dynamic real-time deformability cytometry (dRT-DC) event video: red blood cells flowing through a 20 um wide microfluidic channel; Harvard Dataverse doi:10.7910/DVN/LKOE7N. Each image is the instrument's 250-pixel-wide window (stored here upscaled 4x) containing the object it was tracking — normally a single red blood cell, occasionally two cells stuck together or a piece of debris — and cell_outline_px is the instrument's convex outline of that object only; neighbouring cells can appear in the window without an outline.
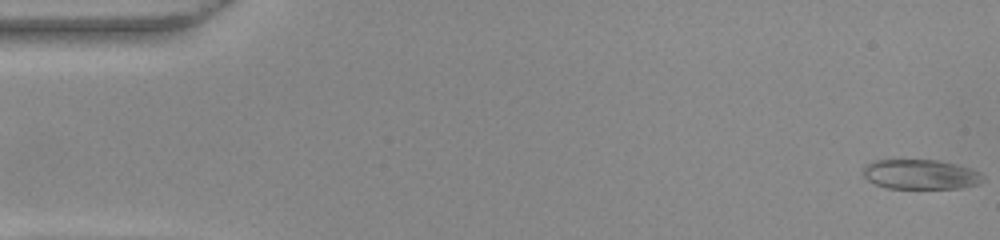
{"species": "common noctule bat (a hibernating species)", "species_latin": "Nyctalus noctula", "temperature_condition": "warm", "stored_images_in_passage": 54, "segment_of_instrument_passage": [1, 2], "camera_frame_rate_fps": 3000, "um_per_image_px": 0.085, "animal": {"sex": "female", "body_mass_g": 22.0, "forearm_length_mm": 56.7}, "frame": {"image": 1, "passage_image": 1, "time_ms": 0.0, "image_size_px": [1000, 240], "cell_outline_px": [[984, 180], [976, 184], [960, 188], [888, 188], [876, 184], [868, 180], [860, 172], [864, 164], [872, 160], [940, 160], [972, 168], [980, 172], [984, 176]], "centroid_in_image_um": [78.22, 14.81], "position_along_channel_um": 6.8, "area_um2": 21.04}}
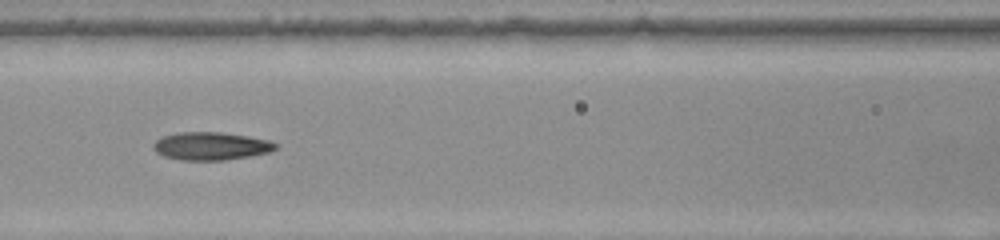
{"frame": {"image": 2, "passage_image": 23, "time_ms": 7.333, "image_size_px": [1000, 240], "cell_outline_px": [[280, 148], [268, 152], [248, 156], [224, 160], [180, 160], [164, 156], [156, 152], [152, 148], [152, 144], [156, 140], [164, 136], [180, 132], [224, 132], [248, 136], [268, 140], [280, 144]], "centroid_in_image_um": [17.95, 12.41], "position_along_channel_um": 148.6, "area_um2": 20.0}}
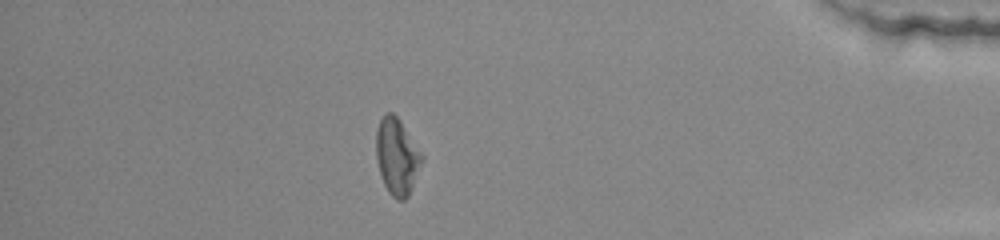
{"frame": {"image": 3, "passage_image": 46, "time_ms": 15.0, "image_size_px": [1000, 240], "cell_outline_px": [[424, 160], [408, 196], [404, 200], [396, 200], [388, 192], [384, 184], [380, 172], [376, 156], [376, 132], [380, 120], [388, 112], [392, 112], [400, 120], [424, 156]], "centroid_in_image_um": [33.76, 13.32], "position_along_channel_um": 401.4, "area_um2": 20.29}}